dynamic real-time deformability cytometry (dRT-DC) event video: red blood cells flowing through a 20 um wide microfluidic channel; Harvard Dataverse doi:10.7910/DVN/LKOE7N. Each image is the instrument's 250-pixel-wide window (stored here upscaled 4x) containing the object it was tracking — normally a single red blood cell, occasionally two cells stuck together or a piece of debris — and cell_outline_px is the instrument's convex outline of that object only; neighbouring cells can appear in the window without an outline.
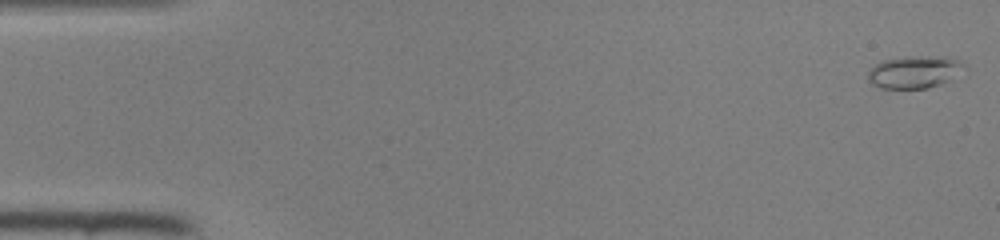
{"species": "common noctule bat (a hibernating species)", "species_latin": "Nyctalus noctula", "temperature_condition": "room temperature", "stored_images_in_passage": 46, "camera_frame_rate_fps": 3000, "um_per_image_px": 0.085, "animal": {"sex": "female", "body_mass_g": 22.0, "forearm_length_mm": 56.7}, "frame": {"image": 1, "passage_image": 1, "time_ms": 0.0, "image_size_px": [1000, 240], "cell_outline_px": [[968, 68], [948, 80], [940, 84], [928, 88], [880, 88], [872, 84], [868, 80], [868, 72], [876, 64], [884, 60], [908, 56], [912, 56], [960, 60]], "centroid_in_image_um": [77.71, 6.14], "position_along_channel_um": 7.3, "area_um2": 17.74}}
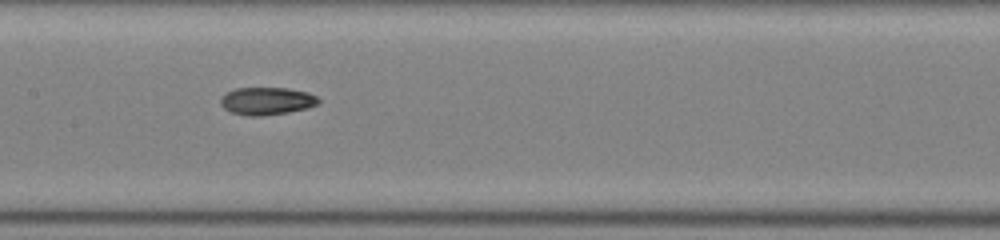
{"frame": {"image": 2, "passage_image": 23, "time_ms": 7.333, "image_size_px": [1000, 240], "cell_outline_px": [[320, 104], [308, 108], [288, 112], [260, 116], [248, 116], [232, 112], [224, 108], [220, 104], [220, 96], [224, 92], [236, 88], [288, 88], [308, 92], [316, 96], [320, 100]], "centroid_in_image_um": [22.67, 8.58], "position_along_channel_um": 184.7, "area_um2": 15.95}}
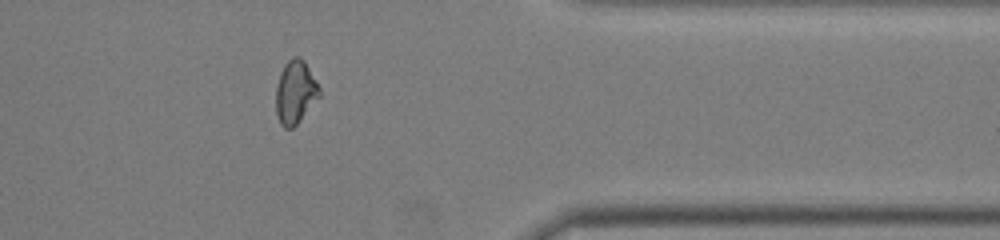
{"frame": {"image": 3, "passage_image": 38, "time_ms": 12.333, "image_size_px": [1000, 240], "cell_outline_px": [[320, 96], [300, 120], [292, 128], [284, 128], [280, 124], [276, 112], [276, 84], [280, 72], [284, 64], [292, 56], [300, 56], [304, 60], [320, 88]], "centroid_in_image_um": [25.09, 7.81], "position_along_channel_um": 386.3, "area_um2": 16.07}}